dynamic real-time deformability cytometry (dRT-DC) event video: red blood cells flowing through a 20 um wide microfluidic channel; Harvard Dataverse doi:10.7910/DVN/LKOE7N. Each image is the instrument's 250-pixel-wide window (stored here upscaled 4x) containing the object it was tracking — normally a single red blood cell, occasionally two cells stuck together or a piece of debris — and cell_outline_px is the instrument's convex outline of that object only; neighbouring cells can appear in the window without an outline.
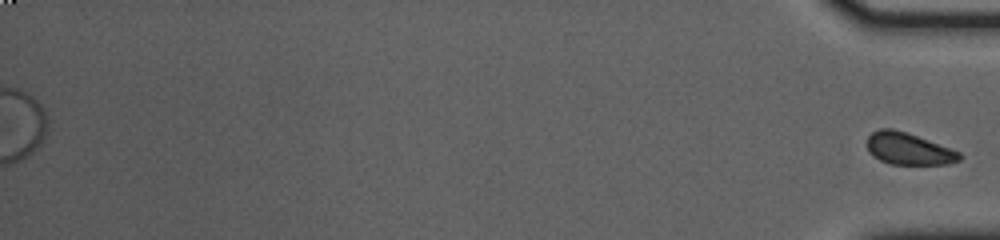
{"species": "common noctule bat (a hibernating species)", "species_latin": "Nyctalus noctula", "temperature_condition": "cold", "stored_images_in_passage": 43, "segment_of_instrument_passage": [2, 2], "camera_frame_rate_fps": 3000, "um_per_image_px": 0.085, "animal": {"sex": "female", "body_mass_g": 23.0, "forearm_length_mm": 53.4}, "frame": {"image": 1, "passage_image": 43, "time_ms": 14.0, "image_size_px": [1000, 240], "cell_outline_px": [[964, 156], [960, 160], [948, 164], [892, 164], [880, 160], [872, 156], [868, 152], [868, 136], [872, 132], [880, 128], [892, 128], [916, 136], [960, 152]], "centroid_in_image_um": [77.22, 12.66], "position_along_channel_um": 358.0, "area_um2": 16.99}}